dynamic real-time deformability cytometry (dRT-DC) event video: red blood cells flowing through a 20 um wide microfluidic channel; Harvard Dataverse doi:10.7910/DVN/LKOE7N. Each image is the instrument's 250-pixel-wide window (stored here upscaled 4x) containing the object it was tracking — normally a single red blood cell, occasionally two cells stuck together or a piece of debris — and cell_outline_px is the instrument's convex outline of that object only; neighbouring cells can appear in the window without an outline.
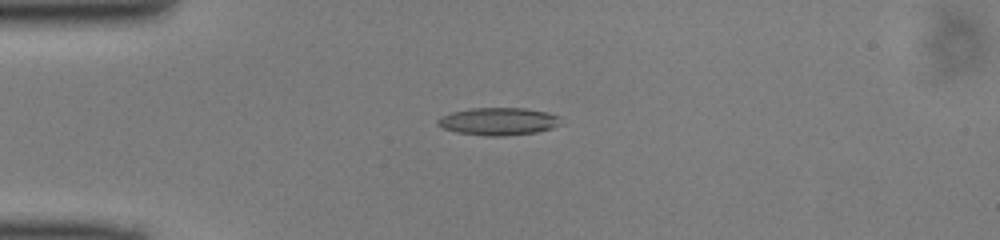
{"species": "common noctule bat (a hibernating species)", "species_latin": "Nyctalus noctula", "temperature_condition": "cold", "stored_images_in_passage": 50, "camera_frame_rate_fps": 3000, "um_per_image_px": 0.085, "animal": {"sex": "male", "body_mass_g": 13.0, "forearm_length_mm": 53.1}, "frame": {"image": 1, "passage_image": 13, "time_ms": 4.0, "image_size_px": [1000, 240], "cell_outline_px": [[564, 124], [552, 128], [536, 132], [504, 136], [488, 136], [456, 132], [444, 128], [436, 124], [436, 120], [440, 116], [452, 112], [472, 108], [524, 108], [548, 112], [560, 116]], "centroid_in_image_um": [42.4, 10.31], "position_along_channel_um": 42.6, "area_um2": 20.0}}
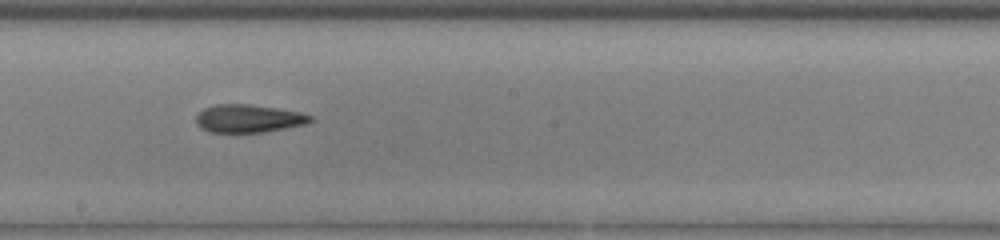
{"frame": {"image": 2, "passage_image": 28, "time_ms": 9.0, "image_size_px": [1000, 240], "cell_outline_px": [[316, 120], [308, 124], [264, 132], [208, 132], [200, 128], [196, 124], [196, 116], [204, 108], [216, 104], [248, 104], [300, 112], [312, 116]], "centroid_in_image_um": [21.14, 10.08], "position_along_channel_um": 227.1, "area_um2": 18.73}}
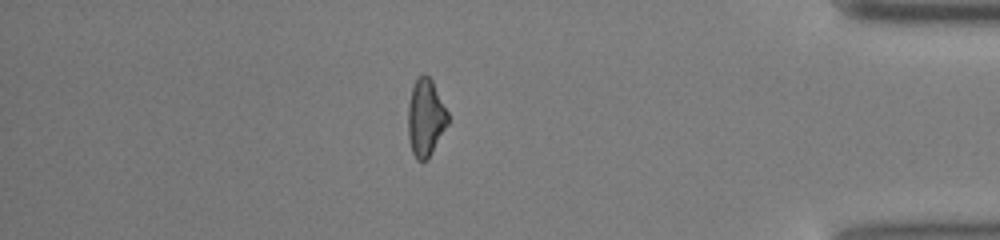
{"frame": {"image": 3, "passage_image": 43, "time_ms": 14.0, "image_size_px": [1000, 240], "cell_outline_px": [[448, 124], [428, 160], [416, 160], [412, 152], [408, 140], [408, 104], [412, 88], [416, 80], [424, 72], [432, 80], [448, 112]], "centroid_in_image_um": [36.17, 10.03], "position_along_channel_um": 399.0, "area_um2": 18.03}}